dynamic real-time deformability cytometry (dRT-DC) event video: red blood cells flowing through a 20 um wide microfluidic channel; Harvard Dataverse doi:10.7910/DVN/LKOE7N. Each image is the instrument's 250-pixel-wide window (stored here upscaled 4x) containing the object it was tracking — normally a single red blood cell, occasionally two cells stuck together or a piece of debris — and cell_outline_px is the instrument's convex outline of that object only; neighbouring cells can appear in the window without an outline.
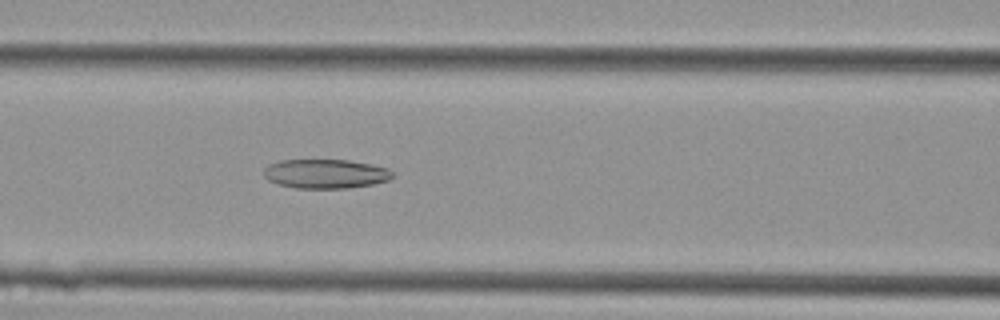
{"species": "Egyptian fruit bat (a non-hibernating species)", "species_latin": "Rousettus aegyptiacus", "temperature_condition": "cold", "stored_images_in_passage": 32, "camera_frame_rate_fps": 3000, "um_per_image_px": 0.085, "animal": {"sex": "female"}, "frame": {"image": 1, "passage_image": 7, "time_ms": 2.0, "image_size_px": [1000, 320], "cell_outline_px": [[392, 176], [388, 180], [372, 184], [348, 188], [296, 188], [276, 184], [268, 180], [264, 176], [264, 168], [268, 164], [280, 160], [348, 160], [388, 168], [392, 172]], "centroid_in_image_um": [27.62, 14.77], "position_along_channel_um": 139.0, "area_um2": 21.85}}
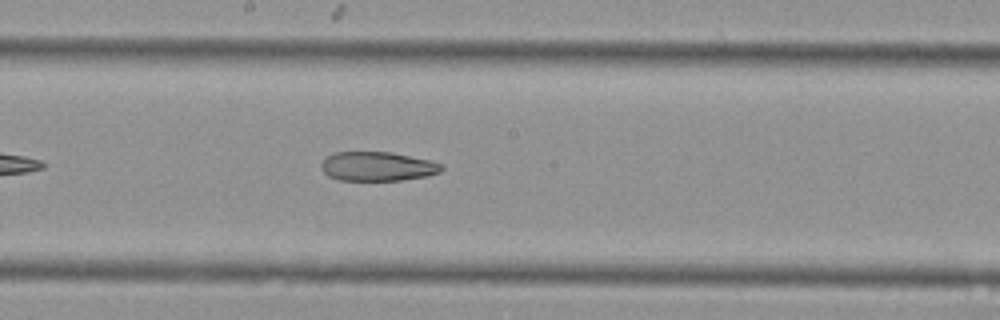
{"frame": {"image": 2, "passage_image": 12, "time_ms": 3.667, "image_size_px": [1000, 320], "cell_outline_px": [[444, 168], [440, 172], [428, 176], [400, 180], [340, 180], [328, 176], [324, 172], [320, 164], [328, 156], [336, 152], [392, 152], [432, 160], [444, 164]], "centroid_in_image_um": [32.15, 14.14], "position_along_channel_um": 216.1, "area_um2": 20.58}}
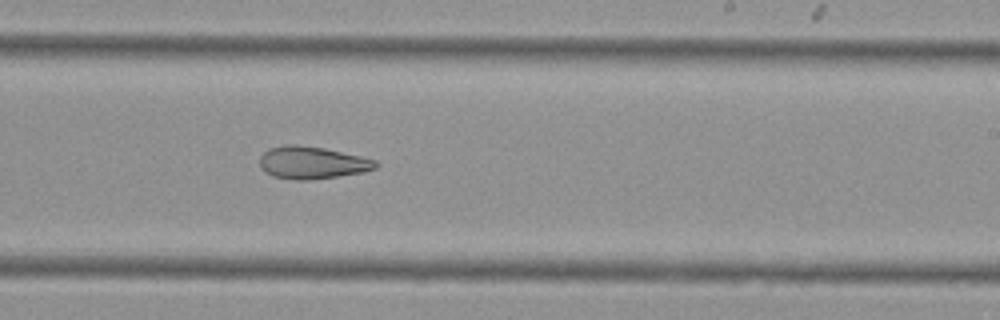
{"frame": {"image": 3, "passage_image": 15, "time_ms": 4.667, "image_size_px": [1000, 320], "cell_outline_px": [[380, 164], [376, 168], [364, 172], [308, 180], [296, 180], [272, 176], [264, 172], [260, 168], [260, 156], [268, 148], [284, 144], [296, 144], [324, 148], [360, 156], [376, 160]], "centroid_in_image_um": [26.5, 13.82], "position_along_channel_um": 262.5, "area_um2": 22.02}}